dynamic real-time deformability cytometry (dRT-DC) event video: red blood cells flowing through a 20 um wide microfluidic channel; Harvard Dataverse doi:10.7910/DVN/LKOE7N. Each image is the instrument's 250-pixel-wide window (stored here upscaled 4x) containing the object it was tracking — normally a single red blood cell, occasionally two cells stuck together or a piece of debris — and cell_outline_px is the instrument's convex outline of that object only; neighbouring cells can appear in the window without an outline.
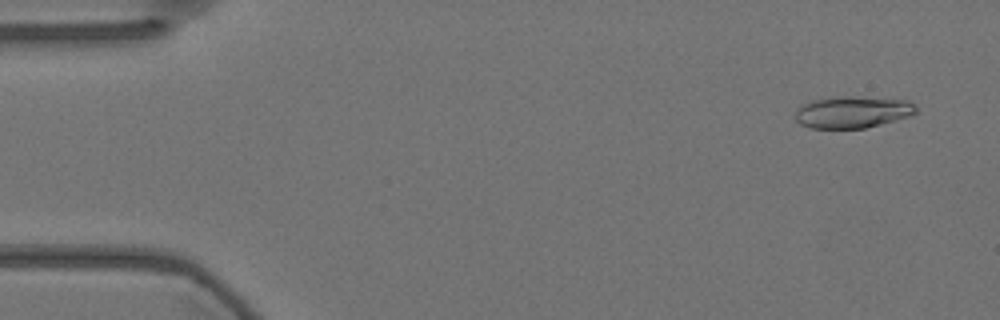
{"species": "Egyptian fruit bat (a non-hibernating species)", "species_latin": "Rousettus aegyptiacus", "temperature_condition": "warm", "stored_images_in_passage": 10, "camera_frame_rate_fps": 3000, "um_per_image_px": 0.085, "animal": {"sex": "female"}, "frame": {"image": 1, "passage_image": 3, "time_ms": 0.667, "image_size_px": [1000, 320], "cell_outline_px": [[916, 112], [912, 116], [864, 128], [808, 128], [800, 124], [796, 120], [796, 108], [812, 100], [832, 96], [852, 96], [908, 100], [916, 108]], "centroid_in_image_um": [72.44, 9.52], "position_along_channel_um": 12.6, "area_um2": 22.48}}